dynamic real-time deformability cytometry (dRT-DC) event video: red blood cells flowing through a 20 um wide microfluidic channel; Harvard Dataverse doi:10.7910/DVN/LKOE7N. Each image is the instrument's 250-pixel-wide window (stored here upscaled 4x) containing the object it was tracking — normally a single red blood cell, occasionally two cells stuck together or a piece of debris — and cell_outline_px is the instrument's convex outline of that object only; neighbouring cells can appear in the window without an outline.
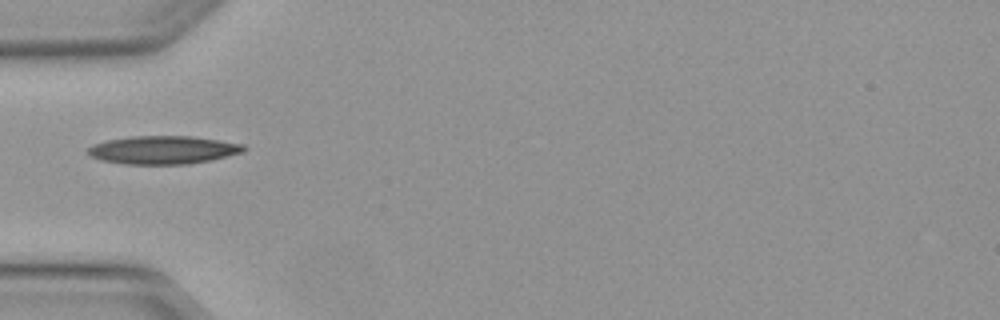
{"species": "Egyptian fruit bat (a non-hibernating species)", "species_latin": "Rousettus aegyptiacus", "temperature_condition": "warm", "stored_images_in_passage": 21, "camera_frame_rate_fps": 3000, "um_per_image_px": 0.085, "animal": {"sex": "female"}, "frame": {"image": 1, "passage_image": 1, "time_ms": 0.0, "image_size_px": [1000, 320], "cell_outline_px": [[248, 148], [244, 152], [208, 160], [188, 164], [124, 164], [100, 160], [92, 156], [88, 152], [88, 148], [92, 144], [108, 140], [132, 136], [192, 136], [244, 144]], "centroid_in_image_um": [13.87, 12.74], "position_along_channel_um": 71.1, "area_um2": 25.49}}
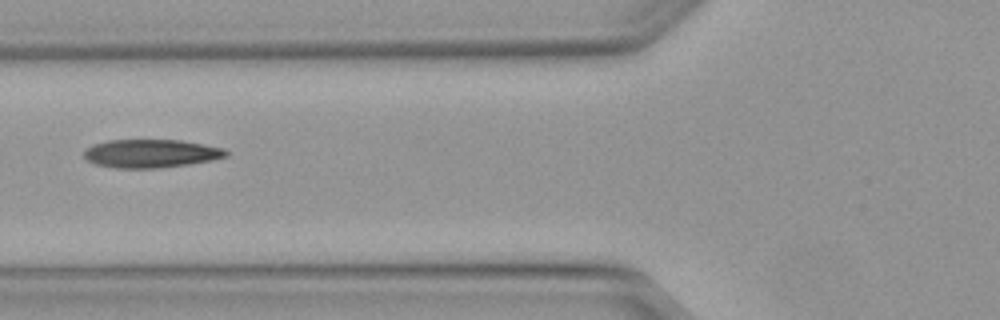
{"frame": {"image": 2, "passage_image": 4, "time_ms": 1.0, "image_size_px": [1000, 320], "cell_outline_px": [[228, 156], [212, 160], [188, 164], [160, 168], [116, 168], [96, 164], [88, 160], [84, 156], [84, 148], [92, 144], [108, 140], [180, 140], [204, 144], [224, 148], [228, 152]], "centroid_in_image_um": [12.82, 13.04], "position_along_channel_um": 113.0, "area_um2": 23.52}}
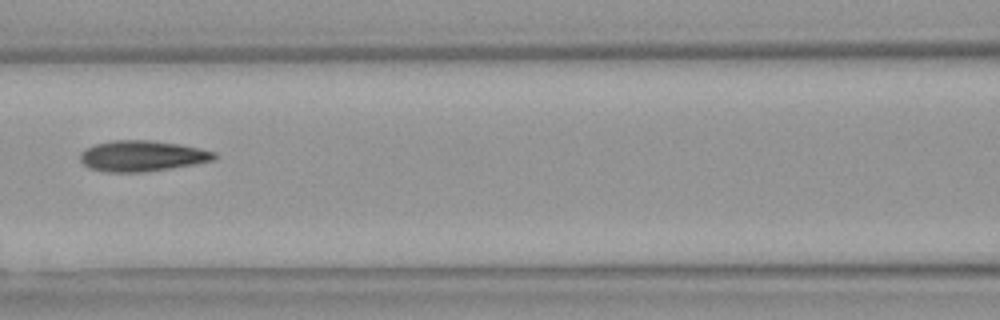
{"frame": {"image": 3, "passage_image": 7, "time_ms": 2.0, "image_size_px": [1000, 320], "cell_outline_px": [[216, 160], [196, 164], [140, 172], [104, 172], [88, 168], [80, 160], [80, 152], [96, 144], [112, 140], [148, 140], [180, 144], [216, 152]], "centroid_in_image_um": [12.08, 13.26], "position_along_channel_um": 154.5, "area_um2": 23.99}}